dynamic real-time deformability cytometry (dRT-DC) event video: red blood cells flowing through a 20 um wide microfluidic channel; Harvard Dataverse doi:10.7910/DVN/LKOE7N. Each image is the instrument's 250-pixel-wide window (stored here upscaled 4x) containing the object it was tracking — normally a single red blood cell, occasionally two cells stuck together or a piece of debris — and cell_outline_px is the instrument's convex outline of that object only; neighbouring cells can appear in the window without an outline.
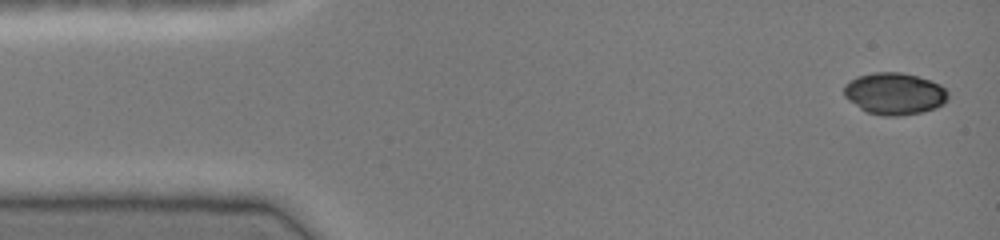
{"species": "common noctule bat (a hibernating species)", "species_latin": "Nyctalus noctula", "temperature_condition": "cold", "stored_images_in_passage": 11, "camera_frame_rate_fps": 3000, "um_per_image_px": 0.085, "animal": {"sex": "female", "body_mass_g": 19.0, "forearm_length_mm": 51.5}, "frame": {"image": 1, "passage_image": 1, "time_ms": 0.0, "image_size_px": [1000, 240], "cell_outline_px": [[948, 100], [944, 104], [936, 108], [924, 112], [900, 116], [884, 116], [868, 112], [860, 108], [848, 100], [844, 96], [844, 84], [856, 76], [872, 72], [900, 72], [916, 76], [940, 84], [948, 92]], "centroid_in_image_um": [76.03, 7.96], "position_along_channel_um": 9.0, "area_um2": 25.61}}
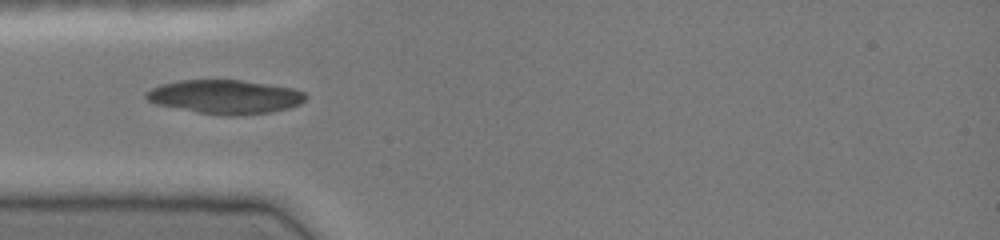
{"frame": {"image": 2, "passage_image": 7, "time_ms": 2.0, "image_size_px": [1000, 240], "cell_outline_px": [[308, 96], [300, 104], [288, 108], [272, 112], [240, 116], [228, 116], [196, 112], [156, 104], [148, 100], [144, 96], [144, 92], [160, 84], [180, 80], [240, 80], [268, 84], [292, 88], [304, 92]], "centroid_in_image_um": [19.13, 8.23], "position_along_channel_um": 65.9, "area_um2": 31.67}}
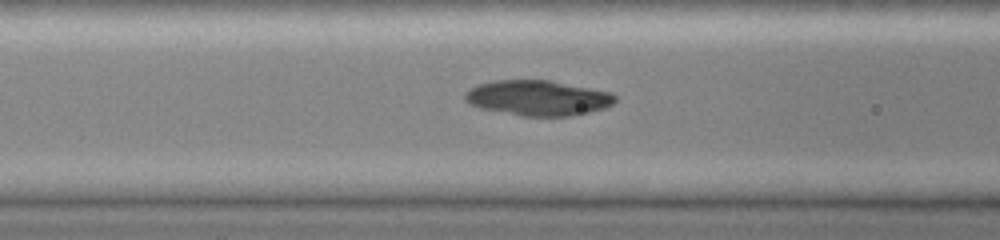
{"frame": {"image": 3, "passage_image": 10, "time_ms": 3.0, "image_size_px": [1000, 240], "cell_outline_px": [[616, 100], [612, 104], [604, 108], [588, 112], [568, 116], [520, 116], [480, 108], [464, 100], [464, 92], [476, 84], [492, 80], [548, 80], [612, 92], [616, 96]], "centroid_in_image_um": [45.68, 8.32], "position_along_channel_um": 120.9, "area_um2": 30.92}}